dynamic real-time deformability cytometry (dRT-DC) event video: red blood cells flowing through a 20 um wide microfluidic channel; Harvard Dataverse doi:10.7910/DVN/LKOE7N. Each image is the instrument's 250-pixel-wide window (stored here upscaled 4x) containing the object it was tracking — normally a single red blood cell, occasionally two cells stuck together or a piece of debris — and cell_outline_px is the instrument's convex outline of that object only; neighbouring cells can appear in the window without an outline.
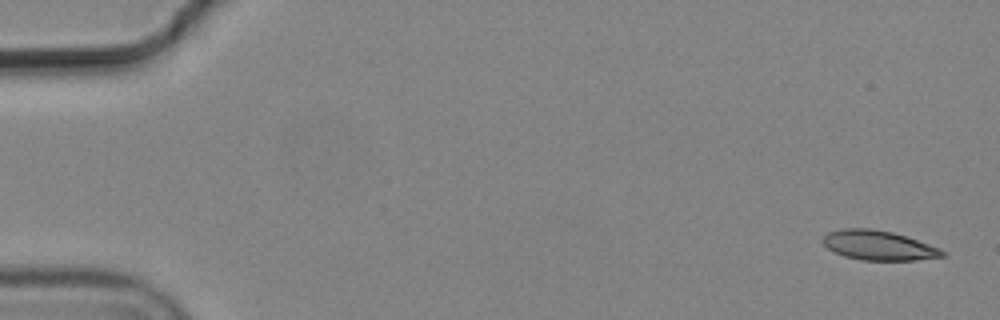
{"species": "common noctule bat (a hibernating species)", "species_latin": "Nyctalus noctula", "temperature_condition": "cold", "stored_images_in_passage": 6, "camera_frame_rate_fps": 3000, "um_per_image_px": 0.085, "animal": {"sex": "male", "body_mass_g": 19.2, "forearm_length_mm": 51.8}, "frame": {"image": 1, "passage_image": 1, "time_ms": 0.0, "image_size_px": [1000, 320], "cell_outline_px": [[948, 252], [944, 256], [916, 260], [860, 260], [844, 256], [828, 248], [820, 240], [828, 232], [844, 228], [872, 228], [892, 232], [940, 248]], "centroid_in_image_um": [74.67, 20.85], "position_along_channel_um": 10.3, "area_um2": 20.52}}
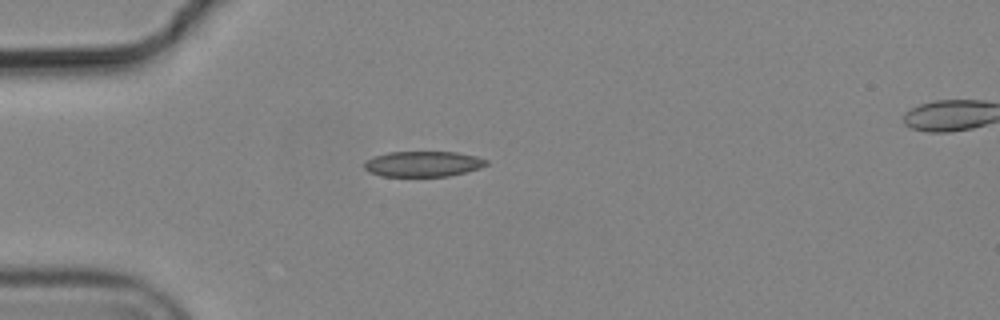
{"frame": {"image": 2, "passage_image": 6, "time_ms": 1.667, "image_size_px": [1000, 320], "cell_outline_px": [[488, 164], [480, 168], [448, 176], [380, 176], [368, 172], [364, 168], [364, 164], [368, 160], [376, 156], [388, 152], [456, 152], [476, 156], [488, 160]], "centroid_in_image_um": [35.97, 13.93], "position_along_channel_um": 49.0, "area_um2": 18.03}}